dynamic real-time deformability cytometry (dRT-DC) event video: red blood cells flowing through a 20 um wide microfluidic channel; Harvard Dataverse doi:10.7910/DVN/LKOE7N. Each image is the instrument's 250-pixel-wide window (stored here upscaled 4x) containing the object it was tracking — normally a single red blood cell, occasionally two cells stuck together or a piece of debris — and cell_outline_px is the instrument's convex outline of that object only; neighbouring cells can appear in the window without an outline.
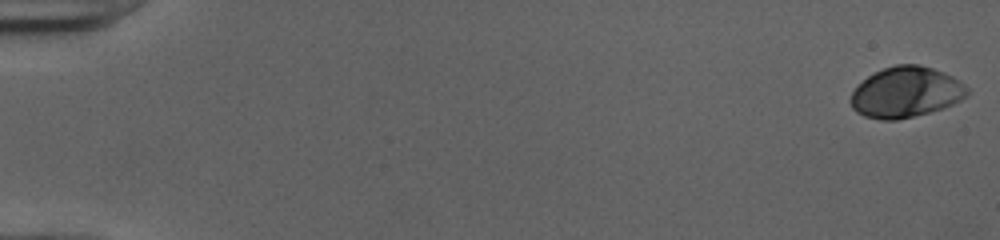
{"species": "human", "species_latin": "Homo sapiens", "temperature_condition": "cold", "stored_images_in_passage": 52, "camera_frame_rate_fps": 3000, "um_per_image_px": 0.085, "donor": {"sex": "female"}, "frame": {"image": 1, "passage_image": 1, "time_ms": 0.0, "image_size_px": [1000, 240], "cell_outline_px": [[968, 96], [944, 108], [896, 120], [880, 120], [864, 116], [856, 112], [852, 108], [848, 100], [852, 92], [868, 76], [884, 68], [896, 64], [920, 64], [944, 72], [960, 80], [968, 88]], "centroid_in_image_um": [77.0, 7.84], "position_along_channel_um": 8.0, "area_um2": 34.45}}
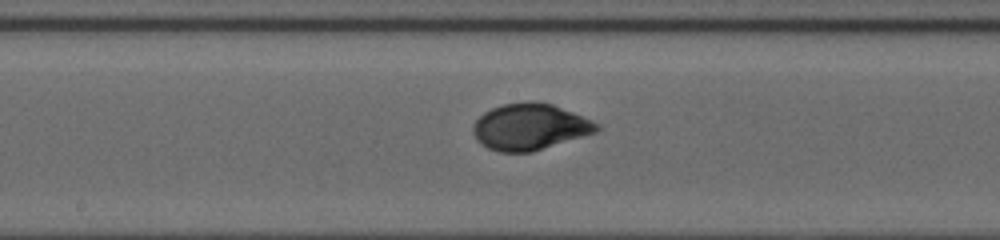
{"frame": {"image": 2, "passage_image": 29, "time_ms": 9.333, "image_size_px": [1000, 240], "cell_outline_px": [[600, 128], [596, 132], [532, 152], [500, 152], [488, 148], [476, 140], [472, 132], [472, 124], [484, 112], [492, 108], [504, 104], [528, 100], [532, 100], [552, 104], [592, 120], [600, 124]], "centroid_in_image_um": [45.01, 10.77], "position_along_channel_um": 203.2, "area_um2": 33.47}}
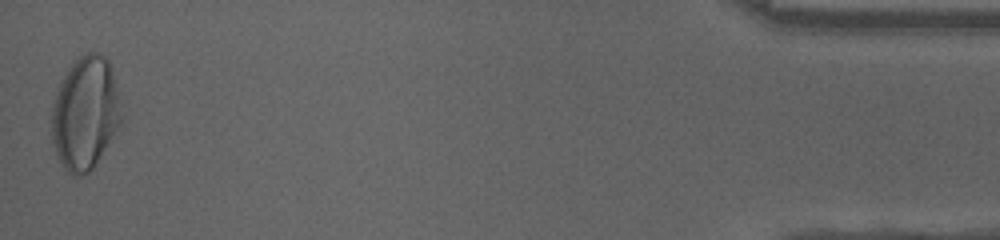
{"frame": {"image": 3, "passage_image": 52, "time_ms": 17.0, "image_size_px": [1000, 240], "cell_outline_px": [[120, 124], [96, 164], [88, 172], [80, 176], [72, 176], [64, 168], [56, 152], [52, 140], [52, 104], [60, 80], [68, 68], [84, 52], [100, 52], [108, 60], [112, 68], [120, 116]], "centroid_in_image_um": [7.21, 9.61], "position_along_channel_um": 428.0, "area_um2": 45.37}, "authors_computed_cell_mechanics": {"area_um2": 33.2639, "velocity_mm_per_s": 3.9893, "shape_relaxation_time_tau1_ms": 3.653, "shape_relaxation_time_tau2_ms": null, "deformation_change_tau1": 0.1598, "deformation_change_tau2": null}}